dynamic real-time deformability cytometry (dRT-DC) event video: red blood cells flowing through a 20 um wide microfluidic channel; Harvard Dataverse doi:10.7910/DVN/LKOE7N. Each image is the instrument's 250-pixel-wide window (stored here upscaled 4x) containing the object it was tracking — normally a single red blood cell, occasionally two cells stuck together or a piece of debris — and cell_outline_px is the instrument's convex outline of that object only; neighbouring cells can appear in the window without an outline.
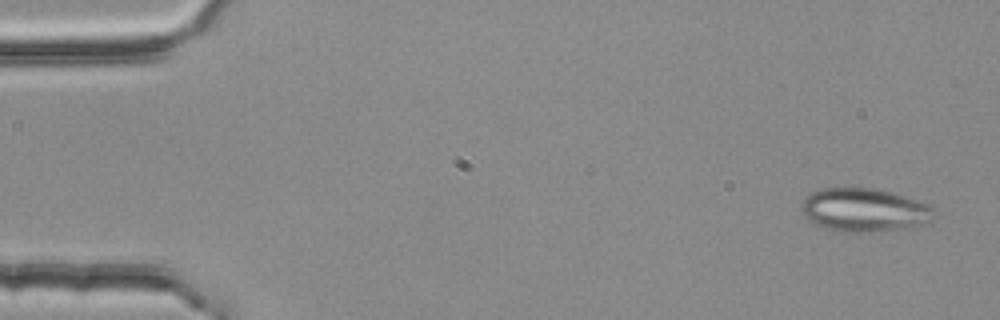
{"species": "common noctule bat (a hibernating species)", "species_latin": "Nyctalus noctula", "temperature_condition": "room temperature", "stored_images_in_passage": 10, "camera_frame_rate_fps": 3000, "um_per_image_px": 0.085, "animal": {"sex": "female", "body_mass_g": 25.1}, "frame": {"image": 1, "passage_image": 1, "time_ms": 0.0, "image_size_px": [1000, 320], "cell_outline_px": [[932, 208], [928, 220], [920, 224], [904, 228], [872, 232], [844, 232], [824, 228], [816, 224], [804, 212], [800, 204], [812, 192], [824, 188], [876, 188], [916, 200], [928, 204]], "centroid_in_image_um": [73.41, 17.84], "position_along_channel_um": 11.6, "area_um2": 32.66}}